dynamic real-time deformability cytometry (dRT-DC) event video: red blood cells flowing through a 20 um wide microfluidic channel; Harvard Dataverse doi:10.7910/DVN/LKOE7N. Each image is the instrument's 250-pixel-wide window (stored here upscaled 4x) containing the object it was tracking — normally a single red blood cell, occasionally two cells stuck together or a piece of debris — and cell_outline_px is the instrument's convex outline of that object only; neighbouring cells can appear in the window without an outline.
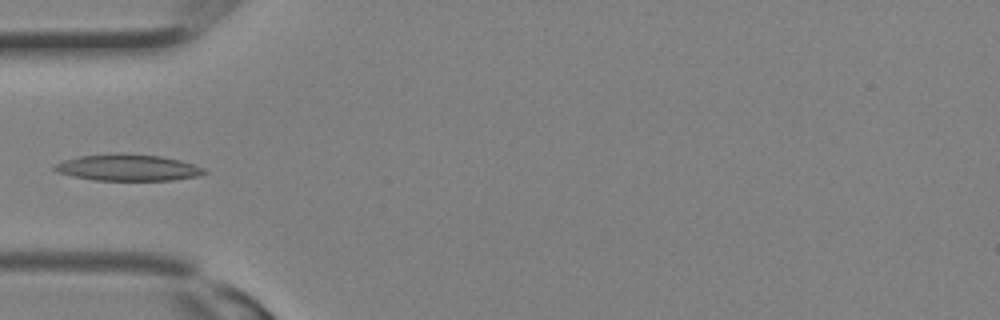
{"species": "Egyptian fruit bat (a non-hibernating species)", "species_latin": "Rousettus aegyptiacus", "temperature_condition": "room temperature", "stored_images_in_passage": 12, "camera_frame_rate_fps": 3000, "um_per_image_px": 0.085, "animal": {"sex": "female"}, "frame": {"image": 1, "passage_image": 9, "time_ms": 2.667, "image_size_px": [1000, 320], "cell_outline_px": [[208, 172], [196, 176], [172, 180], [92, 180], [72, 176], [56, 172], [52, 168], [52, 164], [64, 160], [80, 156], [112, 152], [116, 152], [160, 156], [180, 160], [204, 168]], "centroid_in_image_um": [10.8, 14.23], "position_along_channel_um": 74.2, "area_um2": 23.29}}
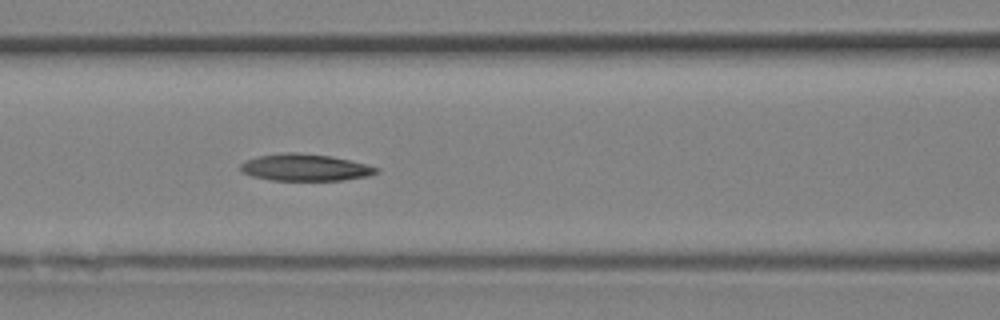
{"frame": {"image": 2, "passage_image": 12, "time_ms": 3.667, "image_size_px": [1000, 320], "cell_outline_px": [[380, 172], [368, 176], [344, 180], [272, 180], [252, 176], [240, 172], [240, 164], [256, 156], [284, 152], [300, 152], [332, 156], [352, 160], [368, 164], [380, 168]], "centroid_in_image_um": [25.97, 14.22], "position_along_channel_um": 140.6, "area_um2": 21.62}}